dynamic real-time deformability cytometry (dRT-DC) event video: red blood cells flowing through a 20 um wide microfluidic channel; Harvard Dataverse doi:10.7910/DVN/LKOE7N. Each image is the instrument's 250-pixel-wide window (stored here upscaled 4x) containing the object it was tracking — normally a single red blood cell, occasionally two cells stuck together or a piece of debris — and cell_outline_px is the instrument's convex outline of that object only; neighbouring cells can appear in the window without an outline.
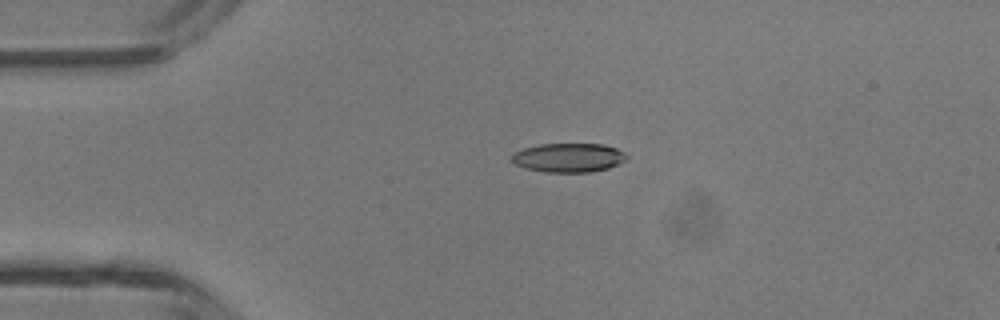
{"species": "common noctule bat (a hibernating species)", "species_latin": "Nyctalus noctula", "temperature_condition": "room temperature", "stored_images_in_passage": 4, "camera_frame_rate_fps": 3000, "um_per_image_px": 0.085, "animal": {"sex": "male", "body_mass_g": 13.3}, "frame": {"image": 1, "passage_image": 3, "time_ms": 0.667, "image_size_px": [1000, 320], "cell_outline_px": [[628, 156], [624, 160], [608, 168], [588, 172], [544, 172], [524, 168], [508, 160], [512, 152], [524, 148], [540, 144], [604, 144], [616, 148], [624, 152]], "centroid_in_image_um": [48.25, 13.39], "position_along_channel_um": 36.7, "area_um2": 19.54}}